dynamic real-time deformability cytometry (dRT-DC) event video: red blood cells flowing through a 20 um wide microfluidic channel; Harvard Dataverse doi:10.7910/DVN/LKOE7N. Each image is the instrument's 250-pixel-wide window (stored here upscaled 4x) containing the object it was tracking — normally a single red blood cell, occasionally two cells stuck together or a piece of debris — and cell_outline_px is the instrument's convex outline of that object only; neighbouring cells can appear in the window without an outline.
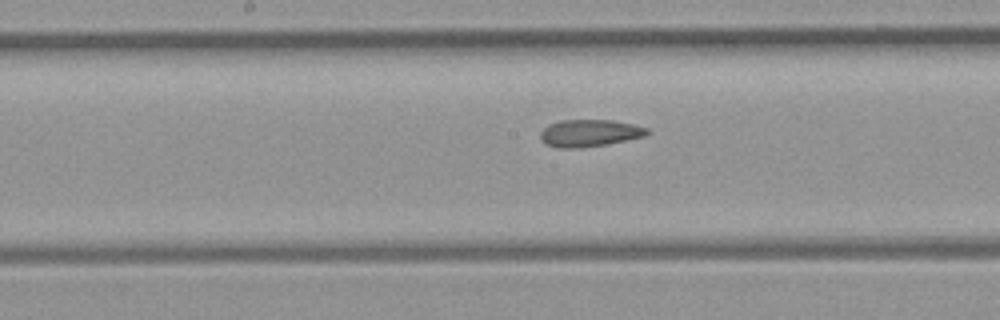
{"species": "common noctule bat (a hibernating species)", "species_latin": "Nyctalus noctula", "temperature_condition": "room temperature", "stored_images_in_passage": 8, "segment_of_instrument_passage": [1, 2], "camera_frame_rate_fps": 3000, "um_per_image_px": 0.085, "animal": {"sex": "female", "body_mass_g": 21.9}, "frame": {"image": 1, "passage_image": 7, "time_ms": 7.0, "image_size_px": [1000, 320], "cell_outline_px": [[652, 132], [644, 136], [608, 144], [580, 148], [556, 148], [548, 144], [540, 136], [540, 132], [548, 124], [560, 120], [612, 120], [632, 124], [648, 128]], "centroid_in_image_um": [50.13, 11.31], "position_along_channel_um": 198.1, "area_um2": 16.88}}